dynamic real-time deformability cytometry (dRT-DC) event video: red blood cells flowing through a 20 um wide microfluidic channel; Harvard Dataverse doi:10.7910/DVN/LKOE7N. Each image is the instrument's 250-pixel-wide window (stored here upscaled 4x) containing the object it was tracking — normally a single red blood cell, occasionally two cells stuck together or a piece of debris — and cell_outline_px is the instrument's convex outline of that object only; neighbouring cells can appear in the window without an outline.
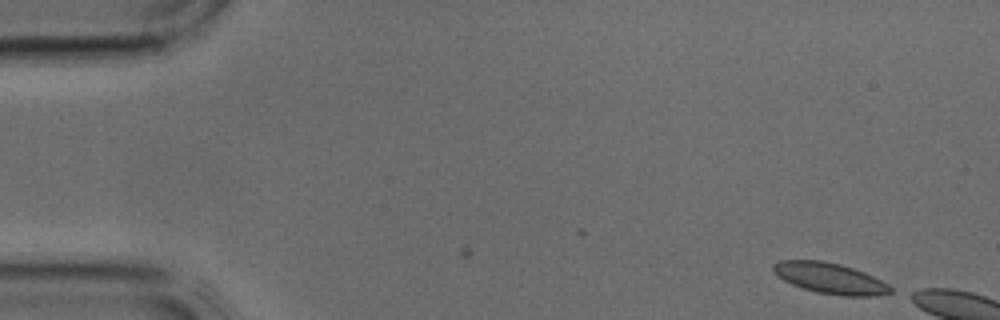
{"species": "common noctule bat (a hibernating species)", "species_latin": "Nyctalus noctula", "temperature_condition": "cold", "stored_images_in_passage": 2, "camera_frame_rate_fps": 3000, "um_per_image_px": 0.085, "animal": {"sex": "male", "body_mass_g": 17.9, "forearm_length_mm": 54.2}, "frame": {"image": 1, "passage_image": 1, "time_ms": 0.0, "image_size_px": [1000, 320], "cell_outline_px": [[892, 292], [876, 296], [844, 296], [816, 292], [792, 284], [776, 276], [772, 268], [772, 264], [780, 260], [824, 260], [840, 264], [864, 272], [888, 284], [892, 288]], "centroid_in_image_um": [70.53, 23.64], "position_along_channel_um": 14.5, "area_um2": 21.04}}